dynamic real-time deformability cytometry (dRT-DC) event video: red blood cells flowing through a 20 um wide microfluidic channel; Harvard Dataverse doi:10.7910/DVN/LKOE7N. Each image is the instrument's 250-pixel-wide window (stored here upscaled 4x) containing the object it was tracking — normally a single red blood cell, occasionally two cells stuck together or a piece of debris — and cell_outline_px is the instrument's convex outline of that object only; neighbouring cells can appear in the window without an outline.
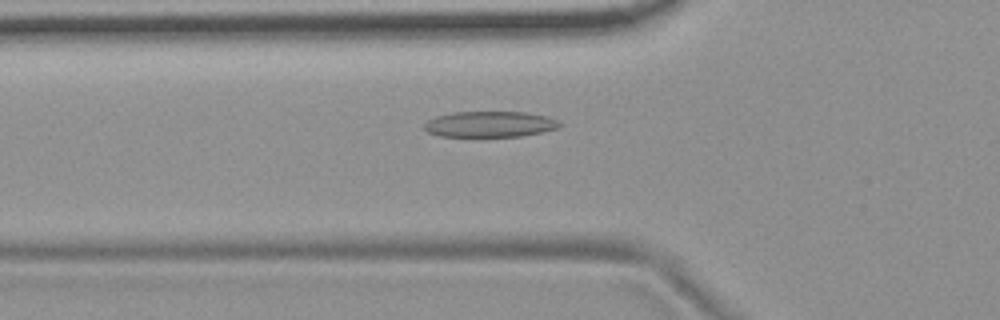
{"species": "common noctule bat (a hibernating species)", "species_latin": "Nyctalus noctula", "temperature_condition": "room temperature", "stored_images_in_passage": 44, "camera_frame_rate_fps": 3000, "um_per_image_px": 0.085, "animal": {"sex": "female", "body_mass_g": 19.9}, "frame": {"image": 1, "passage_image": 9, "time_ms": 2.667, "image_size_px": [1000, 320], "cell_outline_px": [[560, 128], [520, 136], [440, 136], [428, 132], [424, 128], [424, 124], [428, 120], [436, 116], [452, 112], [524, 112], [548, 116], [556, 120], [560, 124]], "centroid_in_image_um": [41.63, 10.55], "position_along_channel_um": 84.2, "area_um2": 20.23}}
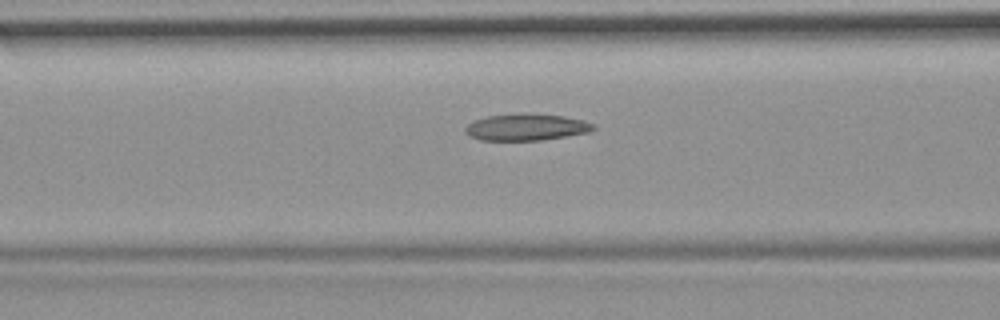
{"frame": {"image": 2, "passage_image": 12, "time_ms": 3.667, "image_size_px": [1000, 320], "cell_outline_px": [[596, 128], [588, 132], [540, 140], [480, 140], [468, 136], [464, 132], [464, 128], [472, 120], [488, 116], [564, 116], [584, 120], [596, 124]], "centroid_in_image_um": [44.71, 10.85], "position_along_channel_um": 121.9, "area_um2": 19.07}}
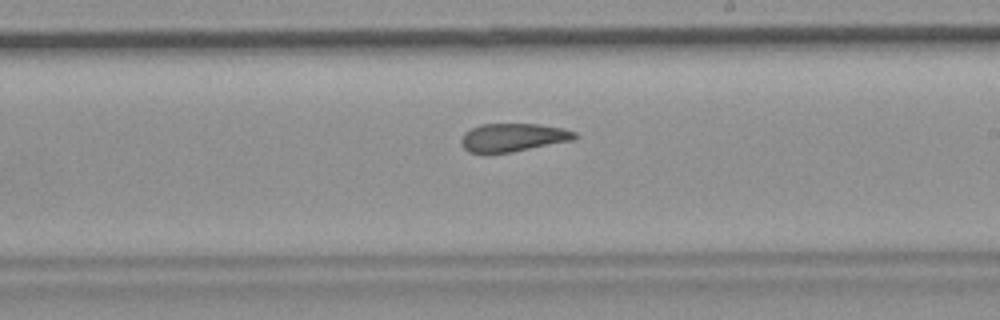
{"frame": {"image": 3, "passage_image": 22, "time_ms": 7.0, "image_size_px": [1000, 320], "cell_outline_px": [[576, 136], [572, 140], [512, 152], [484, 156], [468, 152], [460, 144], [460, 140], [464, 132], [480, 124], [540, 124], [564, 128], [576, 132]], "centroid_in_image_um": [43.52, 11.71], "position_along_channel_um": 245.5, "area_um2": 19.19}, "authors_computed_cell_mechanics": {"area_um2": 19.8832, "velocity_mm_per_s": 3.714, "shape_relaxation_time_tau1_ms": null, "shape_relaxation_time_tau2_ms": 3.319, "deformation_change_tau1": null, "deformation_change_tau2": 0.1176}}